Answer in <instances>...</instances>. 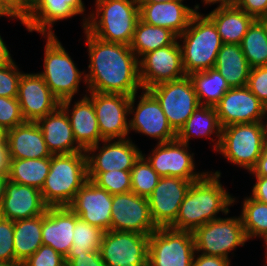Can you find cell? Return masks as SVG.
<instances>
[{
    "instance_id": "obj_1",
    "label": "cell",
    "mask_w": 267,
    "mask_h": 266,
    "mask_svg": "<svg viewBox=\"0 0 267 266\" xmlns=\"http://www.w3.org/2000/svg\"><path fill=\"white\" fill-rule=\"evenodd\" d=\"M89 65L86 91L132 96L142 88L139 59L130 46L103 41L84 29Z\"/></svg>"
},
{
    "instance_id": "obj_2",
    "label": "cell",
    "mask_w": 267,
    "mask_h": 266,
    "mask_svg": "<svg viewBox=\"0 0 267 266\" xmlns=\"http://www.w3.org/2000/svg\"><path fill=\"white\" fill-rule=\"evenodd\" d=\"M221 172H207L192 182L182 201L176 220L169 226L175 230L191 231L216 220L219 212L227 215L235 197L220 182Z\"/></svg>"
},
{
    "instance_id": "obj_3",
    "label": "cell",
    "mask_w": 267,
    "mask_h": 266,
    "mask_svg": "<svg viewBox=\"0 0 267 266\" xmlns=\"http://www.w3.org/2000/svg\"><path fill=\"white\" fill-rule=\"evenodd\" d=\"M94 5L96 11L83 17V30L103 41L130 46L140 19L138 1L96 0Z\"/></svg>"
},
{
    "instance_id": "obj_4",
    "label": "cell",
    "mask_w": 267,
    "mask_h": 266,
    "mask_svg": "<svg viewBox=\"0 0 267 266\" xmlns=\"http://www.w3.org/2000/svg\"><path fill=\"white\" fill-rule=\"evenodd\" d=\"M88 181L85 151L52 154L50 170L41 189L48 207H68L77 191Z\"/></svg>"
},
{
    "instance_id": "obj_5",
    "label": "cell",
    "mask_w": 267,
    "mask_h": 266,
    "mask_svg": "<svg viewBox=\"0 0 267 266\" xmlns=\"http://www.w3.org/2000/svg\"><path fill=\"white\" fill-rule=\"evenodd\" d=\"M179 38L183 42L180 47L186 75L214 68L223 43L215 24L207 15L197 11Z\"/></svg>"
},
{
    "instance_id": "obj_6",
    "label": "cell",
    "mask_w": 267,
    "mask_h": 266,
    "mask_svg": "<svg viewBox=\"0 0 267 266\" xmlns=\"http://www.w3.org/2000/svg\"><path fill=\"white\" fill-rule=\"evenodd\" d=\"M43 37H46L44 70L38 74L60 102L72 99L78 93L80 81L83 79L86 84L85 72L79 71L56 35Z\"/></svg>"
},
{
    "instance_id": "obj_7",
    "label": "cell",
    "mask_w": 267,
    "mask_h": 266,
    "mask_svg": "<svg viewBox=\"0 0 267 266\" xmlns=\"http://www.w3.org/2000/svg\"><path fill=\"white\" fill-rule=\"evenodd\" d=\"M264 141L260 122L227 125L222 128L217 153L227 161L250 172L263 151Z\"/></svg>"
},
{
    "instance_id": "obj_8",
    "label": "cell",
    "mask_w": 267,
    "mask_h": 266,
    "mask_svg": "<svg viewBox=\"0 0 267 266\" xmlns=\"http://www.w3.org/2000/svg\"><path fill=\"white\" fill-rule=\"evenodd\" d=\"M195 251L229 259V252L248 241L241 216L212 220L193 232Z\"/></svg>"
},
{
    "instance_id": "obj_9",
    "label": "cell",
    "mask_w": 267,
    "mask_h": 266,
    "mask_svg": "<svg viewBox=\"0 0 267 266\" xmlns=\"http://www.w3.org/2000/svg\"><path fill=\"white\" fill-rule=\"evenodd\" d=\"M195 252L191 231L158 227L149 235L148 266H192Z\"/></svg>"
},
{
    "instance_id": "obj_10",
    "label": "cell",
    "mask_w": 267,
    "mask_h": 266,
    "mask_svg": "<svg viewBox=\"0 0 267 266\" xmlns=\"http://www.w3.org/2000/svg\"><path fill=\"white\" fill-rule=\"evenodd\" d=\"M158 100L168 123L177 133L194 110L200 106L193 83L188 75L148 89Z\"/></svg>"
},
{
    "instance_id": "obj_11",
    "label": "cell",
    "mask_w": 267,
    "mask_h": 266,
    "mask_svg": "<svg viewBox=\"0 0 267 266\" xmlns=\"http://www.w3.org/2000/svg\"><path fill=\"white\" fill-rule=\"evenodd\" d=\"M149 235L126 231H106L99 252L107 266H147Z\"/></svg>"
},
{
    "instance_id": "obj_12",
    "label": "cell",
    "mask_w": 267,
    "mask_h": 266,
    "mask_svg": "<svg viewBox=\"0 0 267 266\" xmlns=\"http://www.w3.org/2000/svg\"><path fill=\"white\" fill-rule=\"evenodd\" d=\"M142 90L136 107L137 93L130 98L129 116L133 114V117L129 120V133L131 130L142 133L157 139L158 144L175 140L176 132L168 123L160 103L148 89Z\"/></svg>"
},
{
    "instance_id": "obj_13",
    "label": "cell",
    "mask_w": 267,
    "mask_h": 266,
    "mask_svg": "<svg viewBox=\"0 0 267 266\" xmlns=\"http://www.w3.org/2000/svg\"><path fill=\"white\" fill-rule=\"evenodd\" d=\"M102 143V147L98 143L85 151L88 180L90 181H93L101 172L112 170L131 171L135 162L143 154L129 137L117 139V141L116 139L103 140Z\"/></svg>"
},
{
    "instance_id": "obj_14",
    "label": "cell",
    "mask_w": 267,
    "mask_h": 266,
    "mask_svg": "<svg viewBox=\"0 0 267 266\" xmlns=\"http://www.w3.org/2000/svg\"><path fill=\"white\" fill-rule=\"evenodd\" d=\"M86 96L93 102L102 138L104 140L127 138L129 135L127 116L131 96L95 91H87Z\"/></svg>"
},
{
    "instance_id": "obj_15",
    "label": "cell",
    "mask_w": 267,
    "mask_h": 266,
    "mask_svg": "<svg viewBox=\"0 0 267 266\" xmlns=\"http://www.w3.org/2000/svg\"><path fill=\"white\" fill-rule=\"evenodd\" d=\"M111 208L110 230L112 231L150 235L158 229L150 213L148 198L131 191L113 194Z\"/></svg>"
},
{
    "instance_id": "obj_16",
    "label": "cell",
    "mask_w": 267,
    "mask_h": 266,
    "mask_svg": "<svg viewBox=\"0 0 267 266\" xmlns=\"http://www.w3.org/2000/svg\"><path fill=\"white\" fill-rule=\"evenodd\" d=\"M189 148L188 144L175 139L157 144L148 157L142 155L160 177L173 176L197 181L207 172L195 171L194 153L188 152Z\"/></svg>"
},
{
    "instance_id": "obj_17",
    "label": "cell",
    "mask_w": 267,
    "mask_h": 266,
    "mask_svg": "<svg viewBox=\"0 0 267 266\" xmlns=\"http://www.w3.org/2000/svg\"><path fill=\"white\" fill-rule=\"evenodd\" d=\"M186 76L180 43L146 53L139 60V78L143 89Z\"/></svg>"
},
{
    "instance_id": "obj_18",
    "label": "cell",
    "mask_w": 267,
    "mask_h": 266,
    "mask_svg": "<svg viewBox=\"0 0 267 266\" xmlns=\"http://www.w3.org/2000/svg\"><path fill=\"white\" fill-rule=\"evenodd\" d=\"M85 10L82 0H32L20 22L29 32L55 35L52 28L54 23L84 14Z\"/></svg>"
},
{
    "instance_id": "obj_19",
    "label": "cell",
    "mask_w": 267,
    "mask_h": 266,
    "mask_svg": "<svg viewBox=\"0 0 267 266\" xmlns=\"http://www.w3.org/2000/svg\"><path fill=\"white\" fill-rule=\"evenodd\" d=\"M192 182L180 177L166 176L159 179L148 197L150 213L157 227H169L179 212V207Z\"/></svg>"
},
{
    "instance_id": "obj_20",
    "label": "cell",
    "mask_w": 267,
    "mask_h": 266,
    "mask_svg": "<svg viewBox=\"0 0 267 266\" xmlns=\"http://www.w3.org/2000/svg\"><path fill=\"white\" fill-rule=\"evenodd\" d=\"M221 127L260 122L267 107L247 86L230 88L214 106Z\"/></svg>"
},
{
    "instance_id": "obj_21",
    "label": "cell",
    "mask_w": 267,
    "mask_h": 266,
    "mask_svg": "<svg viewBox=\"0 0 267 266\" xmlns=\"http://www.w3.org/2000/svg\"><path fill=\"white\" fill-rule=\"evenodd\" d=\"M17 99L24 120L31 122H37L60 106V101L38 73H22Z\"/></svg>"
},
{
    "instance_id": "obj_22",
    "label": "cell",
    "mask_w": 267,
    "mask_h": 266,
    "mask_svg": "<svg viewBox=\"0 0 267 266\" xmlns=\"http://www.w3.org/2000/svg\"><path fill=\"white\" fill-rule=\"evenodd\" d=\"M112 198V194L88 180L68 207L83 221L106 232L111 228Z\"/></svg>"
},
{
    "instance_id": "obj_23",
    "label": "cell",
    "mask_w": 267,
    "mask_h": 266,
    "mask_svg": "<svg viewBox=\"0 0 267 266\" xmlns=\"http://www.w3.org/2000/svg\"><path fill=\"white\" fill-rule=\"evenodd\" d=\"M47 208L41 190L9 179L6 181L0 202V217L11 221L30 219L44 214Z\"/></svg>"
},
{
    "instance_id": "obj_24",
    "label": "cell",
    "mask_w": 267,
    "mask_h": 266,
    "mask_svg": "<svg viewBox=\"0 0 267 266\" xmlns=\"http://www.w3.org/2000/svg\"><path fill=\"white\" fill-rule=\"evenodd\" d=\"M183 1L138 3L139 18L149 25L167 28L179 37L189 26L192 16L200 9L199 4L192 9L184 5Z\"/></svg>"
},
{
    "instance_id": "obj_25",
    "label": "cell",
    "mask_w": 267,
    "mask_h": 266,
    "mask_svg": "<svg viewBox=\"0 0 267 266\" xmlns=\"http://www.w3.org/2000/svg\"><path fill=\"white\" fill-rule=\"evenodd\" d=\"M75 213L69 207H48L42 214V244L67 257L73 245Z\"/></svg>"
},
{
    "instance_id": "obj_26",
    "label": "cell",
    "mask_w": 267,
    "mask_h": 266,
    "mask_svg": "<svg viewBox=\"0 0 267 266\" xmlns=\"http://www.w3.org/2000/svg\"><path fill=\"white\" fill-rule=\"evenodd\" d=\"M71 102L72 99L64 100L60 102V107L69 118L77 144L86 151L89 147L97 145L104 140L99 131L93 102L86 94L83 98L74 102L72 110L70 109Z\"/></svg>"
},
{
    "instance_id": "obj_27",
    "label": "cell",
    "mask_w": 267,
    "mask_h": 266,
    "mask_svg": "<svg viewBox=\"0 0 267 266\" xmlns=\"http://www.w3.org/2000/svg\"><path fill=\"white\" fill-rule=\"evenodd\" d=\"M10 159H40L51 157L37 122L25 121L7 132Z\"/></svg>"
},
{
    "instance_id": "obj_28",
    "label": "cell",
    "mask_w": 267,
    "mask_h": 266,
    "mask_svg": "<svg viewBox=\"0 0 267 266\" xmlns=\"http://www.w3.org/2000/svg\"><path fill=\"white\" fill-rule=\"evenodd\" d=\"M51 154H69L84 151L76 142L66 112L59 106L37 121Z\"/></svg>"
},
{
    "instance_id": "obj_29",
    "label": "cell",
    "mask_w": 267,
    "mask_h": 266,
    "mask_svg": "<svg viewBox=\"0 0 267 266\" xmlns=\"http://www.w3.org/2000/svg\"><path fill=\"white\" fill-rule=\"evenodd\" d=\"M206 15L215 24L223 44L240 45L249 26L255 20L235 5H218Z\"/></svg>"
},
{
    "instance_id": "obj_30",
    "label": "cell",
    "mask_w": 267,
    "mask_h": 266,
    "mask_svg": "<svg viewBox=\"0 0 267 266\" xmlns=\"http://www.w3.org/2000/svg\"><path fill=\"white\" fill-rule=\"evenodd\" d=\"M221 133L222 127L215 107L200 105L176 133V139L189 145L191 137L194 138L195 136L201 138L207 136L210 138L211 135L214 134L218 140L216 141L212 138H210V140L215 141L213 149L217 151L221 141Z\"/></svg>"
},
{
    "instance_id": "obj_31",
    "label": "cell",
    "mask_w": 267,
    "mask_h": 266,
    "mask_svg": "<svg viewBox=\"0 0 267 266\" xmlns=\"http://www.w3.org/2000/svg\"><path fill=\"white\" fill-rule=\"evenodd\" d=\"M214 68L226 79L230 88L247 86L251 68L240 45L222 44Z\"/></svg>"
},
{
    "instance_id": "obj_32",
    "label": "cell",
    "mask_w": 267,
    "mask_h": 266,
    "mask_svg": "<svg viewBox=\"0 0 267 266\" xmlns=\"http://www.w3.org/2000/svg\"><path fill=\"white\" fill-rule=\"evenodd\" d=\"M177 40L178 36L171 30L149 25L139 19L130 48L140 60L146 53L174 44Z\"/></svg>"
},
{
    "instance_id": "obj_33",
    "label": "cell",
    "mask_w": 267,
    "mask_h": 266,
    "mask_svg": "<svg viewBox=\"0 0 267 266\" xmlns=\"http://www.w3.org/2000/svg\"><path fill=\"white\" fill-rule=\"evenodd\" d=\"M42 215L14 221L15 259L22 264L42 245Z\"/></svg>"
},
{
    "instance_id": "obj_34",
    "label": "cell",
    "mask_w": 267,
    "mask_h": 266,
    "mask_svg": "<svg viewBox=\"0 0 267 266\" xmlns=\"http://www.w3.org/2000/svg\"><path fill=\"white\" fill-rule=\"evenodd\" d=\"M50 170V157L40 159H10L8 179L39 190Z\"/></svg>"
},
{
    "instance_id": "obj_35",
    "label": "cell",
    "mask_w": 267,
    "mask_h": 266,
    "mask_svg": "<svg viewBox=\"0 0 267 266\" xmlns=\"http://www.w3.org/2000/svg\"><path fill=\"white\" fill-rule=\"evenodd\" d=\"M200 105L215 106L230 89L226 79L215 68L189 75Z\"/></svg>"
},
{
    "instance_id": "obj_36",
    "label": "cell",
    "mask_w": 267,
    "mask_h": 266,
    "mask_svg": "<svg viewBox=\"0 0 267 266\" xmlns=\"http://www.w3.org/2000/svg\"><path fill=\"white\" fill-rule=\"evenodd\" d=\"M240 47L250 68L267 66V32L259 19L249 26Z\"/></svg>"
},
{
    "instance_id": "obj_37",
    "label": "cell",
    "mask_w": 267,
    "mask_h": 266,
    "mask_svg": "<svg viewBox=\"0 0 267 266\" xmlns=\"http://www.w3.org/2000/svg\"><path fill=\"white\" fill-rule=\"evenodd\" d=\"M240 214L248 240L262 239L267 235V204L250 197H245Z\"/></svg>"
},
{
    "instance_id": "obj_38",
    "label": "cell",
    "mask_w": 267,
    "mask_h": 266,
    "mask_svg": "<svg viewBox=\"0 0 267 266\" xmlns=\"http://www.w3.org/2000/svg\"><path fill=\"white\" fill-rule=\"evenodd\" d=\"M73 233V245L65 258L72 260L78 254L99 250L104 231L90 225L75 214V228Z\"/></svg>"
},
{
    "instance_id": "obj_39",
    "label": "cell",
    "mask_w": 267,
    "mask_h": 266,
    "mask_svg": "<svg viewBox=\"0 0 267 266\" xmlns=\"http://www.w3.org/2000/svg\"><path fill=\"white\" fill-rule=\"evenodd\" d=\"M130 172L131 192L148 198L161 177L143 155L135 162Z\"/></svg>"
},
{
    "instance_id": "obj_40",
    "label": "cell",
    "mask_w": 267,
    "mask_h": 266,
    "mask_svg": "<svg viewBox=\"0 0 267 266\" xmlns=\"http://www.w3.org/2000/svg\"><path fill=\"white\" fill-rule=\"evenodd\" d=\"M93 182L110 194H120L131 191V172L112 170L101 172Z\"/></svg>"
},
{
    "instance_id": "obj_41",
    "label": "cell",
    "mask_w": 267,
    "mask_h": 266,
    "mask_svg": "<svg viewBox=\"0 0 267 266\" xmlns=\"http://www.w3.org/2000/svg\"><path fill=\"white\" fill-rule=\"evenodd\" d=\"M24 122L17 97L0 96V127L8 131Z\"/></svg>"
},
{
    "instance_id": "obj_42",
    "label": "cell",
    "mask_w": 267,
    "mask_h": 266,
    "mask_svg": "<svg viewBox=\"0 0 267 266\" xmlns=\"http://www.w3.org/2000/svg\"><path fill=\"white\" fill-rule=\"evenodd\" d=\"M14 221L0 217V262L21 264L15 259Z\"/></svg>"
},
{
    "instance_id": "obj_43",
    "label": "cell",
    "mask_w": 267,
    "mask_h": 266,
    "mask_svg": "<svg viewBox=\"0 0 267 266\" xmlns=\"http://www.w3.org/2000/svg\"><path fill=\"white\" fill-rule=\"evenodd\" d=\"M13 61L9 65L0 67V96L14 98L18 96L19 79L23 72L19 71Z\"/></svg>"
},
{
    "instance_id": "obj_44",
    "label": "cell",
    "mask_w": 267,
    "mask_h": 266,
    "mask_svg": "<svg viewBox=\"0 0 267 266\" xmlns=\"http://www.w3.org/2000/svg\"><path fill=\"white\" fill-rule=\"evenodd\" d=\"M21 266H66V261L51 246L42 244Z\"/></svg>"
},
{
    "instance_id": "obj_45",
    "label": "cell",
    "mask_w": 267,
    "mask_h": 266,
    "mask_svg": "<svg viewBox=\"0 0 267 266\" xmlns=\"http://www.w3.org/2000/svg\"><path fill=\"white\" fill-rule=\"evenodd\" d=\"M247 87L267 107V66L250 69Z\"/></svg>"
},
{
    "instance_id": "obj_46",
    "label": "cell",
    "mask_w": 267,
    "mask_h": 266,
    "mask_svg": "<svg viewBox=\"0 0 267 266\" xmlns=\"http://www.w3.org/2000/svg\"><path fill=\"white\" fill-rule=\"evenodd\" d=\"M235 6L244 10L254 19H261L267 16V0H237Z\"/></svg>"
},
{
    "instance_id": "obj_47",
    "label": "cell",
    "mask_w": 267,
    "mask_h": 266,
    "mask_svg": "<svg viewBox=\"0 0 267 266\" xmlns=\"http://www.w3.org/2000/svg\"><path fill=\"white\" fill-rule=\"evenodd\" d=\"M66 266H107L101 259L99 250L83 252L72 260H65Z\"/></svg>"
},
{
    "instance_id": "obj_48",
    "label": "cell",
    "mask_w": 267,
    "mask_h": 266,
    "mask_svg": "<svg viewBox=\"0 0 267 266\" xmlns=\"http://www.w3.org/2000/svg\"><path fill=\"white\" fill-rule=\"evenodd\" d=\"M197 253L195 252L192 266H230V259H225L218 256H207L199 254L196 257Z\"/></svg>"
},
{
    "instance_id": "obj_49",
    "label": "cell",
    "mask_w": 267,
    "mask_h": 266,
    "mask_svg": "<svg viewBox=\"0 0 267 266\" xmlns=\"http://www.w3.org/2000/svg\"><path fill=\"white\" fill-rule=\"evenodd\" d=\"M256 183L253 185L251 197L267 204V177L255 176Z\"/></svg>"
},
{
    "instance_id": "obj_50",
    "label": "cell",
    "mask_w": 267,
    "mask_h": 266,
    "mask_svg": "<svg viewBox=\"0 0 267 266\" xmlns=\"http://www.w3.org/2000/svg\"><path fill=\"white\" fill-rule=\"evenodd\" d=\"M250 173L254 176L267 177V144H264L262 154L258 158L256 166Z\"/></svg>"
},
{
    "instance_id": "obj_51",
    "label": "cell",
    "mask_w": 267,
    "mask_h": 266,
    "mask_svg": "<svg viewBox=\"0 0 267 266\" xmlns=\"http://www.w3.org/2000/svg\"><path fill=\"white\" fill-rule=\"evenodd\" d=\"M1 16L21 20V15L6 0H0V17Z\"/></svg>"
},
{
    "instance_id": "obj_52",
    "label": "cell",
    "mask_w": 267,
    "mask_h": 266,
    "mask_svg": "<svg viewBox=\"0 0 267 266\" xmlns=\"http://www.w3.org/2000/svg\"><path fill=\"white\" fill-rule=\"evenodd\" d=\"M13 61L9 50L0 35V67L9 65Z\"/></svg>"
},
{
    "instance_id": "obj_53",
    "label": "cell",
    "mask_w": 267,
    "mask_h": 266,
    "mask_svg": "<svg viewBox=\"0 0 267 266\" xmlns=\"http://www.w3.org/2000/svg\"><path fill=\"white\" fill-rule=\"evenodd\" d=\"M10 165V158L8 153V147L0 148V173L8 174Z\"/></svg>"
},
{
    "instance_id": "obj_54",
    "label": "cell",
    "mask_w": 267,
    "mask_h": 266,
    "mask_svg": "<svg viewBox=\"0 0 267 266\" xmlns=\"http://www.w3.org/2000/svg\"><path fill=\"white\" fill-rule=\"evenodd\" d=\"M21 16L31 5L32 0H6Z\"/></svg>"
},
{
    "instance_id": "obj_55",
    "label": "cell",
    "mask_w": 267,
    "mask_h": 266,
    "mask_svg": "<svg viewBox=\"0 0 267 266\" xmlns=\"http://www.w3.org/2000/svg\"><path fill=\"white\" fill-rule=\"evenodd\" d=\"M204 5H209L211 6V4H215V3H219V5H235V3L237 2V0H202Z\"/></svg>"
},
{
    "instance_id": "obj_56",
    "label": "cell",
    "mask_w": 267,
    "mask_h": 266,
    "mask_svg": "<svg viewBox=\"0 0 267 266\" xmlns=\"http://www.w3.org/2000/svg\"><path fill=\"white\" fill-rule=\"evenodd\" d=\"M266 116H267V110L265 111L263 117L260 119L264 144H267V120L265 121V118H267Z\"/></svg>"
},
{
    "instance_id": "obj_57",
    "label": "cell",
    "mask_w": 267,
    "mask_h": 266,
    "mask_svg": "<svg viewBox=\"0 0 267 266\" xmlns=\"http://www.w3.org/2000/svg\"><path fill=\"white\" fill-rule=\"evenodd\" d=\"M8 180V174H1L0 173V202L4 195L5 191V183Z\"/></svg>"
},
{
    "instance_id": "obj_58",
    "label": "cell",
    "mask_w": 267,
    "mask_h": 266,
    "mask_svg": "<svg viewBox=\"0 0 267 266\" xmlns=\"http://www.w3.org/2000/svg\"><path fill=\"white\" fill-rule=\"evenodd\" d=\"M7 130L3 127H0V148L7 147Z\"/></svg>"
},
{
    "instance_id": "obj_59",
    "label": "cell",
    "mask_w": 267,
    "mask_h": 266,
    "mask_svg": "<svg viewBox=\"0 0 267 266\" xmlns=\"http://www.w3.org/2000/svg\"><path fill=\"white\" fill-rule=\"evenodd\" d=\"M138 3H156V2H169V1H176V0H137Z\"/></svg>"
},
{
    "instance_id": "obj_60",
    "label": "cell",
    "mask_w": 267,
    "mask_h": 266,
    "mask_svg": "<svg viewBox=\"0 0 267 266\" xmlns=\"http://www.w3.org/2000/svg\"><path fill=\"white\" fill-rule=\"evenodd\" d=\"M259 20L264 24L266 32H267V16H264Z\"/></svg>"
},
{
    "instance_id": "obj_61",
    "label": "cell",
    "mask_w": 267,
    "mask_h": 266,
    "mask_svg": "<svg viewBox=\"0 0 267 266\" xmlns=\"http://www.w3.org/2000/svg\"><path fill=\"white\" fill-rule=\"evenodd\" d=\"M263 240H264V243H265L264 247H266L265 248L266 249V255H265L266 256L265 257L266 261H265V263L267 264V235L263 238ZM266 264L264 266H267Z\"/></svg>"
},
{
    "instance_id": "obj_62",
    "label": "cell",
    "mask_w": 267,
    "mask_h": 266,
    "mask_svg": "<svg viewBox=\"0 0 267 266\" xmlns=\"http://www.w3.org/2000/svg\"><path fill=\"white\" fill-rule=\"evenodd\" d=\"M0 266H18L16 263H3L0 262Z\"/></svg>"
}]
</instances>
